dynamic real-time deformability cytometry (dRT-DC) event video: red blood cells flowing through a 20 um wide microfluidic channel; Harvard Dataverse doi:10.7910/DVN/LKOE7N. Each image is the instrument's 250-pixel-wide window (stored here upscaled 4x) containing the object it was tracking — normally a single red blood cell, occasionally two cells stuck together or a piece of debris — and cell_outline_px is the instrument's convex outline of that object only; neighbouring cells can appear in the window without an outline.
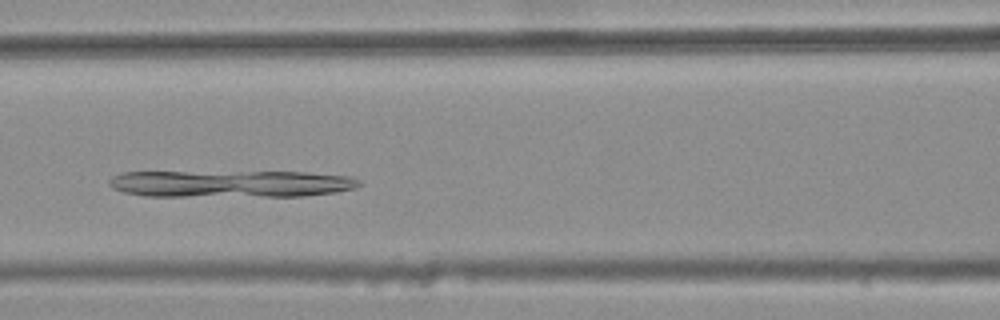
{"species": "common noctule bat (a hibernating species)", "species_latin": "Nyctalus noctula", "temperature_condition": "warm", "stored_images_in_passage": 40, "camera_frame_rate_fps": 3000, "um_per_image_px": 0.085, "animal": {"sex": "female", "body_mass_g": 25.1}, "frame": {"image": 1, "passage_image": 19, "time_ms": 6.0, "image_size_px": [1000, 320], "cell_outline_px": [[364, 184], [356, 188], [336, 192], [304, 196], [144, 196], [124, 192], [112, 188], [108, 184], [108, 180], [112, 176], [120, 172], [308, 172], [352, 176], [360, 180]], "centroid_in_image_um": [19.66, 15.61], "position_along_channel_um": 146.9, "area_um2": 39.82}}
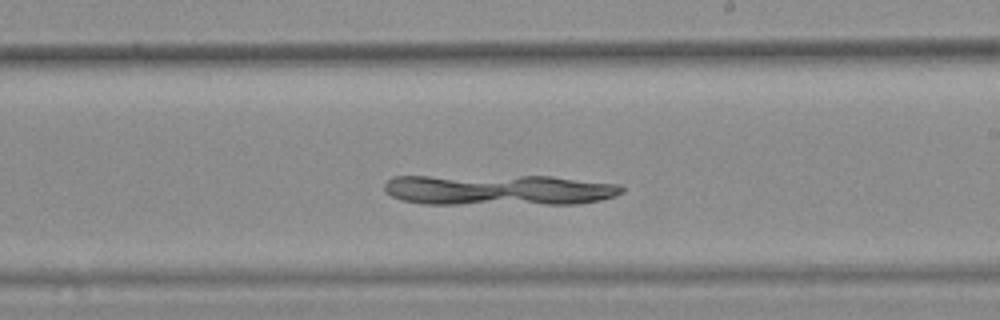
{"frame": {"image": 2, "passage_image": 27, "time_ms": 8.667, "image_size_px": [1000, 320], "cell_outline_px": [[624, 192], [616, 196], [600, 200], [576, 204], [424, 204], [400, 200], [392, 196], [384, 188], [384, 184], [392, 176], [552, 176], [620, 184], [624, 188]], "centroid_in_image_um": [42.43, 16.14], "position_along_channel_um": 246.6, "area_um2": 43.06}}
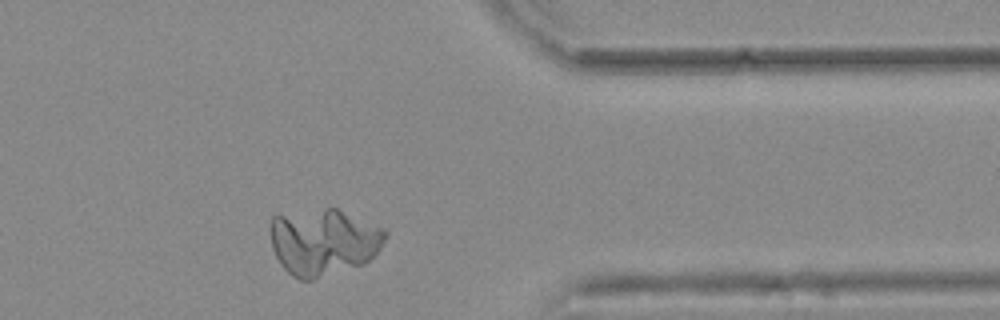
{"frame": {"image": 3, "passage_image": 39, "time_ms": 12.667, "image_size_px": [1000, 320], "cell_outline_px": [[388, 236], [380, 248], [364, 264], [312, 280], [300, 280], [292, 276], [280, 264], [272, 248], [268, 228], [268, 224], [272, 216], [324, 208], [336, 208], [384, 228], [388, 232]], "centroid_in_image_um": [27.47, 20.56], "position_along_channel_um": 383.9, "area_um2": 44.91}}